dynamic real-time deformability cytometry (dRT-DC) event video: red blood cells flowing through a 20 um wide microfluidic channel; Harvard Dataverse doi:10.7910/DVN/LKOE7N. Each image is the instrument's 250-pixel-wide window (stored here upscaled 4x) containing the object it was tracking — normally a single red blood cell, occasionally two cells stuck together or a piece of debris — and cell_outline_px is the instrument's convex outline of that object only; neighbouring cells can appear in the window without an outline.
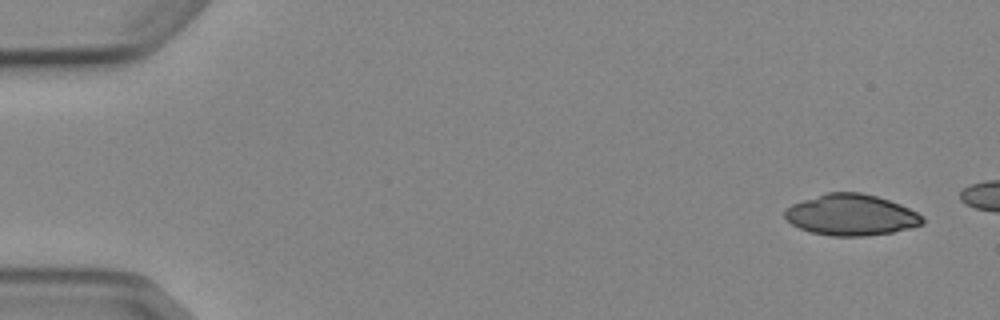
{"species": "Egyptian fruit bat (a non-hibernating species)", "species_latin": "Rousettus aegyptiacus", "temperature_condition": "cold", "stored_images_in_passage": 4, "camera_frame_rate_fps": 3000, "um_per_image_px": 0.085, "animal": {"sex": "female"}, "frame": {"image": 1, "passage_image": 1, "time_ms": 0.0, "image_size_px": [1000, 320], "cell_outline_px": [[924, 224], [912, 228], [892, 232], [864, 236], [832, 236], [812, 232], [800, 228], [792, 224], [784, 216], [784, 208], [792, 204], [828, 192], [860, 192], [876, 196], [900, 204], [924, 216]], "centroid_in_image_um": [72.37, 18.27], "position_along_channel_um": 12.6, "area_um2": 32.95}}